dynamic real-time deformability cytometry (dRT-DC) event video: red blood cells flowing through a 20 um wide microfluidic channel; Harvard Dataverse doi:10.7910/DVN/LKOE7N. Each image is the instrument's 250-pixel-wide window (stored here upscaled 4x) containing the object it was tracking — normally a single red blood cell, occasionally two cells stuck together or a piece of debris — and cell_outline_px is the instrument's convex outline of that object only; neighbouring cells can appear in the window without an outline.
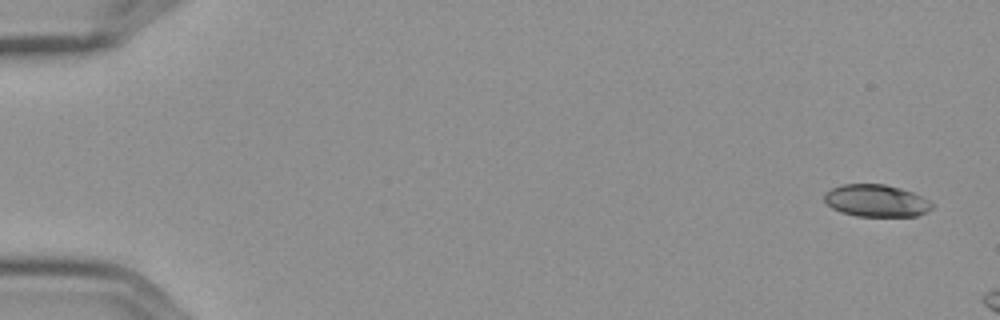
{"species": "Egyptian fruit bat (a non-hibernating species)", "species_latin": "Rousettus aegyptiacus", "temperature_condition": "cold", "stored_images_in_passage": 5, "camera_frame_rate_fps": 3000, "um_per_image_px": 0.085, "frame": {"image": 1, "passage_image": 1, "time_ms": 0.0, "image_size_px": [1000, 320], "cell_outline_px": [[932, 208], [916, 216], [856, 216], [840, 212], [832, 208], [824, 200], [824, 192], [832, 188], [844, 184], [884, 184], [900, 188], [912, 192], [928, 200], [932, 204]], "centroid_in_image_um": [74.44, 17.06], "position_along_channel_um": 10.6, "area_um2": 20.06}}